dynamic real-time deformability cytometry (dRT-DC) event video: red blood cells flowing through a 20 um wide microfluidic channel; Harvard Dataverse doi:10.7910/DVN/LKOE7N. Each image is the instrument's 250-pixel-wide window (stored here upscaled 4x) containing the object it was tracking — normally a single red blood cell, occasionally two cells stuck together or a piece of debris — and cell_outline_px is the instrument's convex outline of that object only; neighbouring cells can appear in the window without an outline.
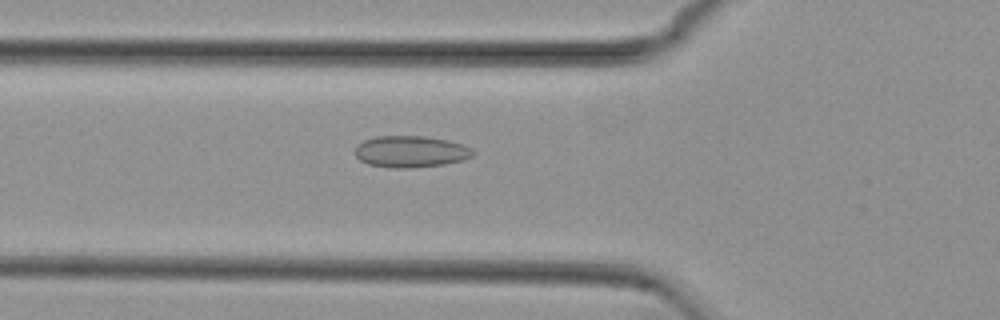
{"species": "common noctule bat (a hibernating species)", "species_latin": "Nyctalus noctula", "temperature_condition": "cold", "stored_images_in_passage": 40, "camera_frame_rate_fps": 3000, "um_per_image_px": 0.085, "animal": {"sex": "female", "body_mass_g": 29.2, "forearm_length_mm": 56.3}, "frame": {"image": 1, "passage_image": 5, "time_ms": 1.333, "image_size_px": [1000, 320], "cell_outline_px": [[476, 152], [472, 156], [464, 160], [444, 164], [412, 168], [388, 168], [368, 164], [360, 160], [356, 156], [356, 144], [364, 140], [376, 136], [424, 136], [448, 140], [464, 144], [472, 148]], "centroid_in_image_um": [34.93, 12.89], "position_along_channel_um": 90.9, "area_um2": 21.96}}
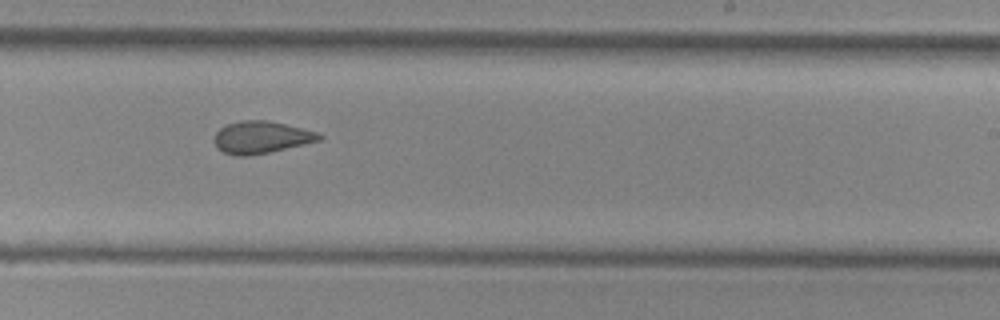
{"frame": {"image": 2, "passage_image": 19, "time_ms": 6.0, "image_size_px": [1000, 320], "cell_outline_px": [[324, 136], [320, 140], [304, 144], [252, 156], [236, 156], [224, 152], [216, 148], [216, 132], [220, 128], [228, 124], [240, 120], [268, 120], [316, 132]], "centroid_in_image_um": [22.19, 11.68], "position_along_channel_um": 266.8, "area_um2": 19.48}}
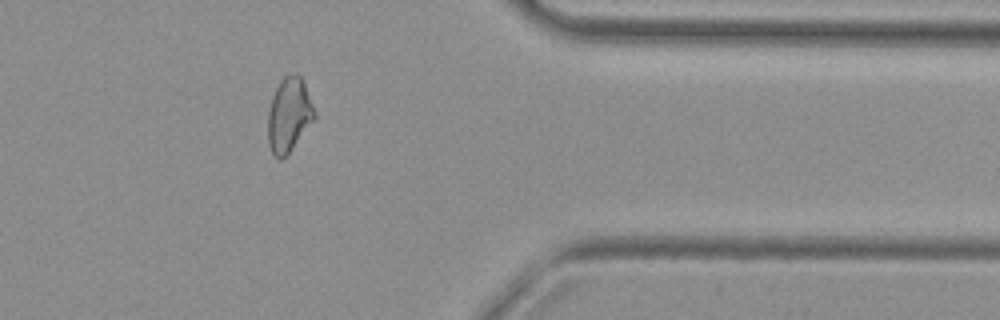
{"frame": {"image": 3, "passage_image": 30, "time_ms": 9.667, "image_size_px": [1000, 320], "cell_outline_px": [[316, 116], [288, 152], [280, 160], [272, 152], [268, 144], [268, 112], [272, 96], [280, 80], [284, 76], [292, 72], [300, 76], [304, 80], [316, 112]], "centroid_in_image_um": [24.56, 9.69], "position_along_channel_um": 386.8, "area_um2": 19.94}, "authors_computed_cell_mechanics": {"area_um2": 20.1722, "velocity_mm_per_s": 3.7637, "shape_relaxation_time_tau1_ms": null, "shape_relaxation_time_tau2_ms": 2.0775, "deformation_change_tau1": null, "deformation_change_tau2": 0.0674}}